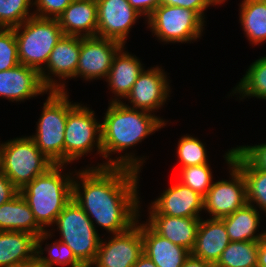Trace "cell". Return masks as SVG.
Here are the masks:
<instances>
[{
	"mask_svg": "<svg viewBox=\"0 0 266 267\" xmlns=\"http://www.w3.org/2000/svg\"><path fill=\"white\" fill-rule=\"evenodd\" d=\"M258 241L230 242L215 267H257Z\"/></svg>",
	"mask_w": 266,
	"mask_h": 267,
	"instance_id": "30",
	"label": "cell"
},
{
	"mask_svg": "<svg viewBox=\"0 0 266 267\" xmlns=\"http://www.w3.org/2000/svg\"><path fill=\"white\" fill-rule=\"evenodd\" d=\"M232 93H238L241 99L245 97L266 99V56L255 60L249 66Z\"/></svg>",
	"mask_w": 266,
	"mask_h": 267,
	"instance_id": "29",
	"label": "cell"
},
{
	"mask_svg": "<svg viewBox=\"0 0 266 267\" xmlns=\"http://www.w3.org/2000/svg\"><path fill=\"white\" fill-rule=\"evenodd\" d=\"M254 168L266 171V143L235 148Z\"/></svg>",
	"mask_w": 266,
	"mask_h": 267,
	"instance_id": "36",
	"label": "cell"
},
{
	"mask_svg": "<svg viewBox=\"0 0 266 267\" xmlns=\"http://www.w3.org/2000/svg\"><path fill=\"white\" fill-rule=\"evenodd\" d=\"M19 64L18 45L13 28H0V72Z\"/></svg>",
	"mask_w": 266,
	"mask_h": 267,
	"instance_id": "34",
	"label": "cell"
},
{
	"mask_svg": "<svg viewBox=\"0 0 266 267\" xmlns=\"http://www.w3.org/2000/svg\"><path fill=\"white\" fill-rule=\"evenodd\" d=\"M166 78L167 74L162 67L144 69L125 98L132 105L126 106L150 113L160 109L170 97L169 79Z\"/></svg>",
	"mask_w": 266,
	"mask_h": 267,
	"instance_id": "15",
	"label": "cell"
},
{
	"mask_svg": "<svg viewBox=\"0 0 266 267\" xmlns=\"http://www.w3.org/2000/svg\"><path fill=\"white\" fill-rule=\"evenodd\" d=\"M231 161L244 175L247 203L256 204L266 213V171L254 168L236 149Z\"/></svg>",
	"mask_w": 266,
	"mask_h": 267,
	"instance_id": "27",
	"label": "cell"
},
{
	"mask_svg": "<svg viewBox=\"0 0 266 267\" xmlns=\"http://www.w3.org/2000/svg\"><path fill=\"white\" fill-rule=\"evenodd\" d=\"M79 55L80 36L63 35L50 53L45 67L40 71L43 84L49 90L67 92L65 82L61 83V80L76 77ZM50 75H55L59 80L61 79L60 83H57V80Z\"/></svg>",
	"mask_w": 266,
	"mask_h": 267,
	"instance_id": "13",
	"label": "cell"
},
{
	"mask_svg": "<svg viewBox=\"0 0 266 267\" xmlns=\"http://www.w3.org/2000/svg\"><path fill=\"white\" fill-rule=\"evenodd\" d=\"M75 174L81 182L73 178L72 199L93 224L96 221L112 234L123 233L136 224L140 216V172L126 167L92 166Z\"/></svg>",
	"mask_w": 266,
	"mask_h": 267,
	"instance_id": "1",
	"label": "cell"
},
{
	"mask_svg": "<svg viewBox=\"0 0 266 267\" xmlns=\"http://www.w3.org/2000/svg\"><path fill=\"white\" fill-rule=\"evenodd\" d=\"M182 267H215V264L202 260L190 254L184 261Z\"/></svg>",
	"mask_w": 266,
	"mask_h": 267,
	"instance_id": "40",
	"label": "cell"
},
{
	"mask_svg": "<svg viewBox=\"0 0 266 267\" xmlns=\"http://www.w3.org/2000/svg\"><path fill=\"white\" fill-rule=\"evenodd\" d=\"M0 231L27 232L36 238L45 232L20 193L0 206Z\"/></svg>",
	"mask_w": 266,
	"mask_h": 267,
	"instance_id": "23",
	"label": "cell"
},
{
	"mask_svg": "<svg viewBox=\"0 0 266 267\" xmlns=\"http://www.w3.org/2000/svg\"><path fill=\"white\" fill-rule=\"evenodd\" d=\"M143 253L157 267H182L191 252L185 247L175 245L170 240L157 234L147 223L141 224Z\"/></svg>",
	"mask_w": 266,
	"mask_h": 267,
	"instance_id": "21",
	"label": "cell"
},
{
	"mask_svg": "<svg viewBox=\"0 0 266 267\" xmlns=\"http://www.w3.org/2000/svg\"><path fill=\"white\" fill-rule=\"evenodd\" d=\"M201 217H172L149 215L146 223L160 236L175 245L193 250Z\"/></svg>",
	"mask_w": 266,
	"mask_h": 267,
	"instance_id": "19",
	"label": "cell"
},
{
	"mask_svg": "<svg viewBox=\"0 0 266 267\" xmlns=\"http://www.w3.org/2000/svg\"><path fill=\"white\" fill-rule=\"evenodd\" d=\"M153 114V115H152ZM134 109L121 102H110L101 122L102 153L107 162L96 167L118 166L126 167L140 172L145 158H136L133 153L112 159V152L125 151L142 142L148 135L166 126L165 120L158 118L154 113Z\"/></svg>",
	"mask_w": 266,
	"mask_h": 267,
	"instance_id": "2",
	"label": "cell"
},
{
	"mask_svg": "<svg viewBox=\"0 0 266 267\" xmlns=\"http://www.w3.org/2000/svg\"><path fill=\"white\" fill-rule=\"evenodd\" d=\"M147 19L154 36L166 43L197 41L202 36L205 22L196 11L164 4H160Z\"/></svg>",
	"mask_w": 266,
	"mask_h": 267,
	"instance_id": "8",
	"label": "cell"
},
{
	"mask_svg": "<svg viewBox=\"0 0 266 267\" xmlns=\"http://www.w3.org/2000/svg\"><path fill=\"white\" fill-rule=\"evenodd\" d=\"M94 113L89 107L80 103L68 112L64 139V165L93 152L95 146L98 154L103 157L101 123L97 122Z\"/></svg>",
	"mask_w": 266,
	"mask_h": 267,
	"instance_id": "9",
	"label": "cell"
},
{
	"mask_svg": "<svg viewBox=\"0 0 266 267\" xmlns=\"http://www.w3.org/2000/svg\"><path fill=\"white\" fill-rule=\"evenodd\" d=\"M160 196L151 203L149 215L200 217L203 210L204 197L181 182L166 188Z\"/></svg>",
	"mask_w": 266,
	"mask_h": 267,
	"instance_id": "16",
	"label": "cell"
},
{
	"mask_svg": "<svg viewBox=\"0 0 266 267\" xmlns=\"http://www.w3.org/2000/svg\"><path fill=\"white\" fill-rule=\"evenodd\" d=\"M254 206L246 203L231 215L221 218L231 242L260 241L266 237V231L256 234L261 217Z\"/></svg>",
	"mask_w": 266,
	"mask_h": 267,
	"instance_id": "24",
	"label": "cell"
},
{
	"mask_svg": "<svg viewBox=\"0 0 266 267\" xmlns=\"http://www.w3.org/2000/svg\"><path fill=\"white\" fill-rule=\"evenodd\" d=\"M8 267H40L37 258L35 257L34 259L30 261H24L21 263H16L14 265L8 266Z\"/></svg>",
	"mask_w": 266,
	"mask_h": 267,
	"instance_id": "43",
	"label": "cell"
},
{
	"mask_svg": "<svg viewBox=\"0 0 266 267\" xmlns=\"http://www.w3.org/2000/svg\"><path fill=\"white\" fill-rule=\"evenodd\" d=\"M57 20L64 35L95 37L97 34V1L73 0Z\"/></svg>",
	"mask_w": 266,
	"mask_h": 267,
	"instance_id": "20",
	"label": "cell"
},
{
	"mask_svg": "<svg viewBox=\"0 0 266 267\" xmlns=\"http://www.w3.org/2000/svg\"><path fill=\"white\" fill-rule=\"evenodd\" d=\"M224 221L220 218L200 220L196 241L191 254L216 264L222 252L230 243Z\"/></svg>",
	"mask_w": 266,
	"mask_h": 267,
	"instance_id": "18",
	"label": "cell"
},
{
	"mask_svg": "<svg viewBox=\"0 0 266 267\" xmlns=\"http://www.w3.org/2000/svg\"><path fill=\"white\" fill-rule=\"evenodd\" d=\"M19 193V190L12 184L10 179L0 171V206L10 201Z\"/></svg>",
	"mask_w": 266,
	"mask_h": 267,
	"instance_id": "38",
	"label": "cell"
},
{
	"mask_svg": "<svg viewBox=\"0 0 266 267\" xmlns=\"http://www.w3.org/2000/svg\"><path fill=\"white\" fill-rule=\"evenodd\" d=\"M33 0H0V28H15L34 16Z\"/></svg>",
	"mask_w": 266,
	"mask_h": 267,
	"instance_id": "31",
	"label": "cell"
},
{
	"mask_svg": "<svg viewBox=\"0 0 266 267\" xmlns=\"http://www.w3.org/2000/svg\"><path fill=\"white\" fill-rule=\"evenodd\" d=\"M47 92L49 89L35 68L19 64L0 72V97L7 100L21 102Z\"/></svg>",
	"mask_w": 266,
	"mask_h": 267,
	"instance_id": "17",
	"label": "cell"
},
{
	"mask_svg": "<svg viewBox=\"0 0 266 267\" xmlns=\"http://www.w3.org/2000/svg\"><path fill=\"white\" fill-rule=\"evenodd\" d=\"M257 267H266V237L258 241Z\"/></svg>",
	"mask_w": 266,
	"mask_h": 267,
	"instance_id": "41",
	"label": "cell"
},
{
	"mask_svg": "<svg viewBox=\"0 0 266 267\" xmlns=\"http://www.w3.org/2000/svg\"><path fill=\"white\" fill-rule=\"evenodd\" d=\"M73 0H34V16L57 19Z\"/></svg>",
	"mask_w": 266,
	"mask_h": 267,
	"instance_id": "35",
	"label": "cell"
},
{
	"mask_svg": "<svg viewBox=\"0 0 266 267\" xmlns=\"http://www.w3.org/2000/svg\"><path fill=\"white\" fill-rule=\"evenodd\" d=\"M1 147H2V143H0V159H1Z\"/></svg>",
	"mask_w": 266,
	"mask_h": 267,
	"instance_id": "44",
	"label": "cell"
},
{
	"mask_svg": "<svg viewBox=\"0 0 266 267\" xmlns=\"http://www.w3.org/2000/svg\"><path fill=\"white\" fill-rule=\"evenodd\" d=\"M13 30L18 45L19 63L39 72L45 67L50 53L64 35L57 19L37 16L30 17Z\"/></svg>",
	"mask_w": 266,
	"mask_h": 267,
	"instance_id": "5",
	"label": "cell"
},
{
	"mask_svg": "<svg viewBox=\"0 0 266 267\" xmlns=\"http://www.w3.org/2000/svg\"><path fill=\"white\" fill-rule=\"evenodd\" d=\"M66 243L85 266L90 267L98 253L100 237L95 224L84 210L72 199L59 213L55 223Z\"/></svg>",
	"mask_w": 266,
	"mask_h": 267,
	"instance_id": "7",
	"label": "cell"
},
{
	"mask_svg": "<svg viewBox=\"0 0 266 267\" xmlns=\"http://www.w3.org/2000/svg\"><path fill=\"white\" fill-rule=\"evenodd\" d=\"M52 232L46 231L36 238V258L40 267H54L56 265H71V267H85L73 254L71 248L66 243L58 240L50 244H46L42 249V243L51 238ZM54 243V244H53ZM44 251L48 252V257L42 256Z\"/></svg>",
	"mask_w": 266,
	"mask_h": 267,
	"instance_id": "28",
	"label": "cell"
},
{
	"mask_svg": "<svg viewBox=\"0 0 266 267\" xmlns=\"http://www.w3.org/2000/svg\"><path fill=\"white\" fill-rule=\"evenodd\" d=\"M123 44L101 37H80V55L76 77L84 80L107 78L117 52Z\"/></svg>",
	"mask_w": 266,
	"mask_h": 267,
	"instance_id": "12",
	"label": "cell"
},
{
	"mask_svg": "<svg viewBox=\"0 0 266 267\" xmlns=\"http://www.w3.org/2000/svg\"><path fill=\"white\" fill-rule=\"evenodd\" d=\"M235 148L224 155L230 169L231 180L213 182L203 198V210L211 218H223L231 215L247 203L246 181L241 170L231 161Z\"/></svg>",
	"mask_w": 266,
	"mask_h": 267,
	"instance_id": "10",
	"label": "cell"
},
{
	"mask_svg": "<svg viewBox=\"0 0 266 267\" xmlns=\"http://www.w3.org/2000/svg\"><path fill=\"white\" fill-rule=\"evenodd\" d=\"M53 165L30 136L2 142L0 171L19 191Z\"/></svg>",
	"mask_w": 266,
	"mask_h": 267,
	"instance_id": "6",
	"label": "cell"
},
{
	"mask_svg": "<svg viewBox=\"0 0 266 267\" xmlns=\"http://www.w3.org/2000/svg\"><path fill=\"white\" fill-rule=\"evenodd\" d=\"M96 1V36L118 41L125 46L130 28L142 15L129 4L128 0Z\"/></svg>",
	"mask_w": 266,
	"mask_h": 267,
	"instance_id": "14",
	"label": "cell"
},
{
	"mask_svg": "<svg viewBox=\"0 0 266 267\" xmlns=\"http://www.w3.org/2000/svg\"><path fill=\"white\" fill-rule=\"evenodd\" d=\"M181 182L201 196H205L213 184L212 172L209 164L180 168Z\"/></svg>",
	"mask_w": 266,
	"mask_h": 267,
	"instance_id": "33",
	"label": "cell"
},
{
	"mask_svg": "<svg viewBox=\"0 0 266 267\" xmlns=\"http://www.w3.org/2000/svg\"><path fill=\"white\" fill-rule=\"evenodd\" d=\"M63 166L54 164L19 191L45 232L46 227L55 223L59 213L72 200L73 173L62 174V169L66 168Z\"/></svg>",
	"mask_w": 266,
	"mask_h": 267,
	"instance_id": "3",
	"label": "cell"
},
{
	"mask_svg": "<svg viewBox=\"0 0 266 267\" xmlns=\"http://www.w3.org/2000/svg\"><path fill=\"white\" fill-rule=\"evenodd\" d=\"M129 4L141 15L148 18L161 4V0H128Z\"/></svg>",
	"mask_w": 266,
	"mask_h": 267,
	"instance_id": "39",
	"label": "cell"
},
{
	"mask_svg": "<svg viewBox=\"0 0 266 267\" xmlns=\"http://www.w3.org/2000/svg\"><path fill=\"white\" fill-rule=\"evenodd\" d=\"M36 134L30 136L38 149L54 164H64V139L68 112L76 105L71 103L68 93L49 90Z\"/></svg>",
	"mask_w": 266,
	"mask_h": 267,
	"instance_id": "4",
	"label": "cell"
},
{
	"mask_svg": "<svg viewBox=\"0 0 266 267\" xmlns=\"http://www.w3.org/2000/svg\"><path fill=\"white\" fill-rule=\"evenodd\" d=\"M224 0H161V4L169 6H180L186 9L196 11L205 19L204 11L211 5L223 4Z\"/></svg>",
	"mask_w": 266,
	"mask_h": 267,
	"instance_id": "37",
	"label": "cell"
},
{
	"mask_svg": "<svg viewBox=\"0 0 266 267\" xmlns=\"http://www.w3.org/2000/svg\"><path fill=\"white\" fill-rule=\"evenodd\" d=\"M123 49L125 48L122 47L115 55L105 80L108 82L112 93L116 95L114 99H111V102H121L120 98H126L133 84L144 70V66L138 57L124 52Z\"/></svg>",
	"mask_w": 266,
	"mask_h": 267,
	"instance_id": "22",
	"label": "cell"
},
{
	"mask_svg": "<svg viewBox=\"0 0 266 267\" xmlns=\"http://www.w3.org/2000/svg\"><path fill=\"white\" fill-rule=\"evenodd\" d=\"M36 257V237L27 232L0 231V267Z\"/></svg>",
	"mask_w": 266,
	"mask_h": 267,
	"instance_id": "25",
	"label": "cell"
},
{
	"mask_svg": "<svg viewBox=\"0 0 266 267\" xmlns=\"http://www.w3.org/2000/svg\"><path fill=\"white\" fill-rule=\"evenodd\" d=\"M239 17L251 44L258 45L266 41V0H243Z\"/></svg>",
	"mask_w": 266,
	"mask_h": 267,
	"instance_id": "26",
	"label": "cell"
},
{
	"mask_svg": "<svg viewBox=\"0 0 266 267\" xmlns=\"http://www.w3.org/2000/svg\"><path fill=\"white\" fill-rule=\"evenodd\" d=\"M177 146L180 168L208 164L205 145L197 137L183 135Z\"/></svg>",
	"mask_w": 266,
	"mask_h": 267,
	"instance_id": "32",
	"label": "cell"
},
{
	"mask_svg": "<svg viewBox=\"0 0 266 267\" xmlns=\"http://www.w3.org/2000/svg\"><path fill=\"white\" fill-rule=\"evenodd\" d=\"M143 254L141 223L137 220L130 229L113 234L108 242L102 239L90 267H133Z\"/></svg>",
	"mask_w": 266,
	"mask_h": 267,
	"instance_id": "11",
	"label": "cell"
},
{
	"mask_svg": "<svg viewBox=\"0 0 266 267\" xmlns=\"http://www.w3.org/2000/svg\"><path fill=\"white\" fill-rule=\"evenodd\" d=\"M133 267H157L155 263L143 253Z\"/></svg>",
	"mask_w": 266,
	"mask_h": 267,
	"instance_id": "42",
	"label": "cell"
}]
</instances>
